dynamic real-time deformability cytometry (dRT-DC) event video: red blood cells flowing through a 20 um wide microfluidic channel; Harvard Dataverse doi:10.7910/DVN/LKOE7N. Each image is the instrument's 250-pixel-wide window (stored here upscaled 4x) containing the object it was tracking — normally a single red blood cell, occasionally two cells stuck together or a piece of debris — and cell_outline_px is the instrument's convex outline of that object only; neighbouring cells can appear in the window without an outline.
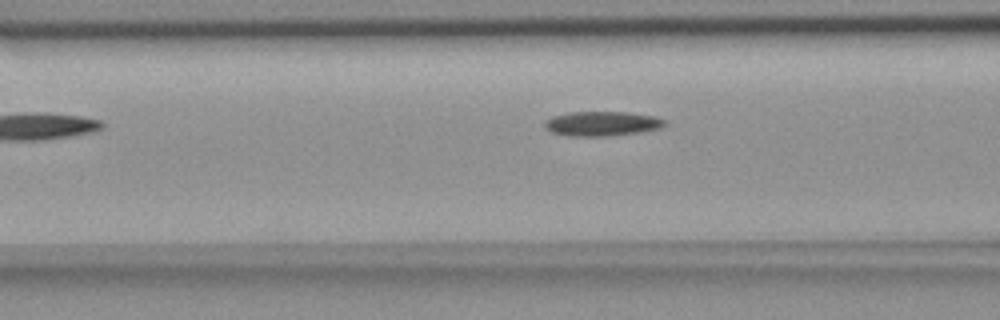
{"species": "common noctule bat (a hibernating species)", "species_latin": "Nyctalus noctula", "temperature_condition": "room temperature", "stored_images_in_passage": 4, "camera_frame_rate_fps": 3000, "um_per_image_px": 0.085, "animal": {"sex": "female", "body_mass_g": 18.4}, "frame": {"image": 1, "passage_image": 4, "time_ms": 3.667, "image_size_px": [1000, 320], "cell_outline_px": [[664, 124], [660, 128], [640, 132], [608, 136], [568, 136], [552, 132], [544, 128], [544, 120], [552, 116], [568, 112], [628, 112], [656, 116], [664, 120]], "centroid_in_image_um": [51.12, 10.5], "position_along_channel_um": 115.5, "area_um2": 17.28}}